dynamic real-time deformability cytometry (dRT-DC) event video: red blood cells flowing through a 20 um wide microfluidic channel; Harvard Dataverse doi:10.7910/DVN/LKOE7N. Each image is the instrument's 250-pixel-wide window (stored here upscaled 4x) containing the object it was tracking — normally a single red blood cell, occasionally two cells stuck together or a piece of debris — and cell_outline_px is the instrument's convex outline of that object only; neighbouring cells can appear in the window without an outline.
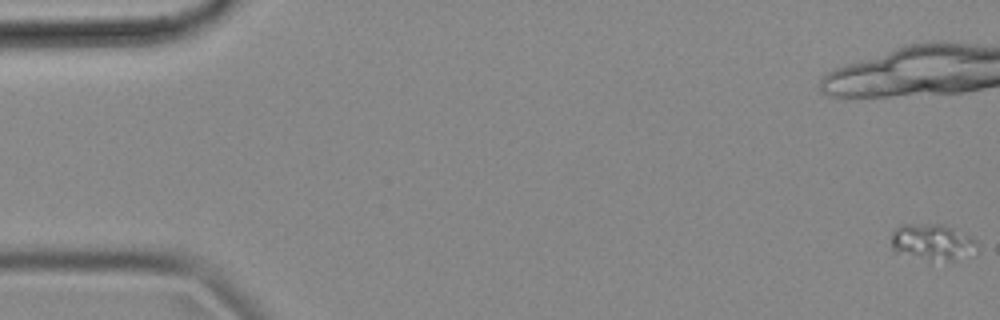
{"species": "common noctule bat (a hibernating species)", "species_latin": "Nyctalus noctula", "temperature_condition": "cold", "stored_images_in_passage": 3, "camera_frame_rate_fps": 3000, "um_per_image_px": 0.085, "animal": {"sex": "female", "body_mass_g": 18.4}, "frame": {"image": 1, "passage_image": 1, "time_ms": 0.0, "image_size_px": [1000, 320], "cell_outline_px": [[980, 244], [976, 252], [956, 260], [948, 260], [892, 252], [892, 232], [900, 224], [944, 224], [976, 240]], "centroid_in_image_um": [79.28, 20.54], "position_along_channel_um": 5.7, "area_um2": 17.74}}